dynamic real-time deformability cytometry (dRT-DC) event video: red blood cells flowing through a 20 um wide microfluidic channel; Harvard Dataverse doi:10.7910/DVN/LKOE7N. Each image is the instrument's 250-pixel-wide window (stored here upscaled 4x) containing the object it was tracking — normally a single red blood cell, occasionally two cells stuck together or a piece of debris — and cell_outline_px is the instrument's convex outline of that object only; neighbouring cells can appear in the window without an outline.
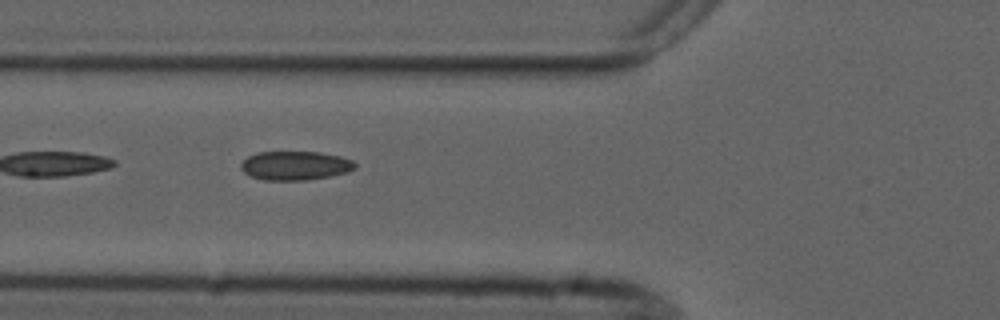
{"species": "common noctule bat (a hibernating species)", "species_latin": "Nyctalus noctula", "temperature_condition": "cold", "stored_images_in_passage": 7, "camera_frame_rate_fps": 3000, "um_per_image_px": 0.085, "animal": {"sex": "male", "forearm_length_mm": 52.5}, "frame": {"image": 1, "passage_image": 6, "time_ms": 6.0, "image_size_px": [1000, 320], "cell_outline_px": [[356, 168], [348, 172], [332, 176], [304, 180], [264, 180], [252, 176], [244, 172], [240, 168], [240, 164], [248, 156], [256, 152], [320, 152], [340, 156], [352, 160], [356, 164]], "centroid_in_image_um": [25.11, 14.07], "position_along_channel_um": 100.7, "area_um2": 19.31}}